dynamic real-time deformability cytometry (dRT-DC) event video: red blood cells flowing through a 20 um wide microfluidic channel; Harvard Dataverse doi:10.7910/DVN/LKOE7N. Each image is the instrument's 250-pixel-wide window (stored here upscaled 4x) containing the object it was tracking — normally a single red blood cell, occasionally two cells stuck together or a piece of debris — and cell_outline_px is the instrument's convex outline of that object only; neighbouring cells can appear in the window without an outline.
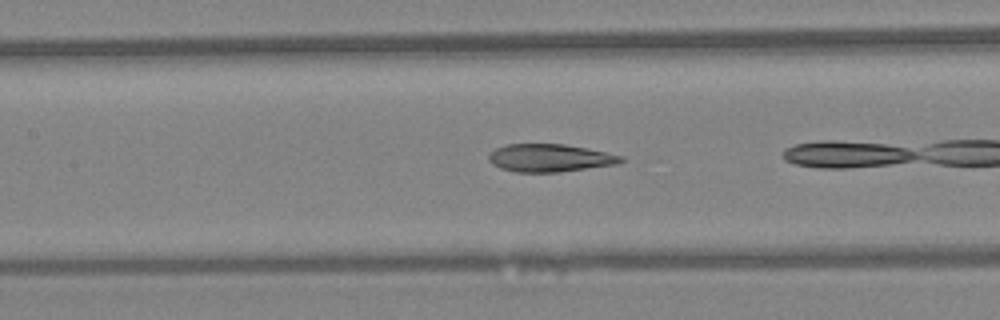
{"species": "Egyptian fruit bat (a non-hibernating species)", "species_latin": "Rousettus aegyptiacus", "temperature_condition": "warm", "stored_images_in_passage": 8, "camera_frame_rate_fps": 3000, "um_per_image_px": 0.085, "animal": {"sex": "female"}, "frame": {"image": 1, "passage_image": 6, "time_ms": 1.667, "image_size_px": [1000, 320], "cell_outline_px": [[624, 160], [620, 164], [560, 172], [516, 172], [500, 168], [492, 164], [488, 160], [488, 156], [496, 148], [504, 144], [564, 144], [624, 156]], "centroid_in_image_um": [46.74, 13.43], "position_along_channel_um": 160.7, "area_um2": 21.44}}